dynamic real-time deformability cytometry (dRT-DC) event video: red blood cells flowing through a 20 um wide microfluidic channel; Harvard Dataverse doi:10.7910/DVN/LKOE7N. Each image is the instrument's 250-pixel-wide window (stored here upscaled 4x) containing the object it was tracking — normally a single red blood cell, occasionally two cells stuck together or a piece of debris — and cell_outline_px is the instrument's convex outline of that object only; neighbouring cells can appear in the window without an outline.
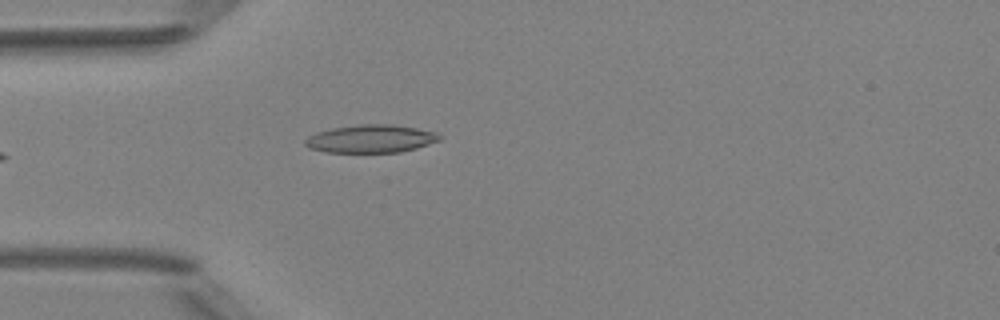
{"species": "Egyptian fruit bat (a non-hibernating species)", "species_latin": "Rousettus aegyptiacus", "temperature_condition": "room temperature", "stored_images_in_passage": 4, "camera_frame_rate_fps": 3000, "um_per_image_px": 0.085, "animal": {"sex": "female"}, "frame": {"image": 1, "passage_image": 4, "time_ms": 3.667, "image_size_px": [1000, 320], "cell_outline_px": [[440, 140], [416, 148], [400, 152], [324, 152], [308, 148], [304, 144], [304, 140], [308, 136], [316, 132], [332, 128], [360, 124], [392, 124], [416, 128], [436, 132], [440, 136]], "centroid_in_image_um": [31.48, 11.79], "position_along_channel_um": 53.5, "area_um2": 21.91}}